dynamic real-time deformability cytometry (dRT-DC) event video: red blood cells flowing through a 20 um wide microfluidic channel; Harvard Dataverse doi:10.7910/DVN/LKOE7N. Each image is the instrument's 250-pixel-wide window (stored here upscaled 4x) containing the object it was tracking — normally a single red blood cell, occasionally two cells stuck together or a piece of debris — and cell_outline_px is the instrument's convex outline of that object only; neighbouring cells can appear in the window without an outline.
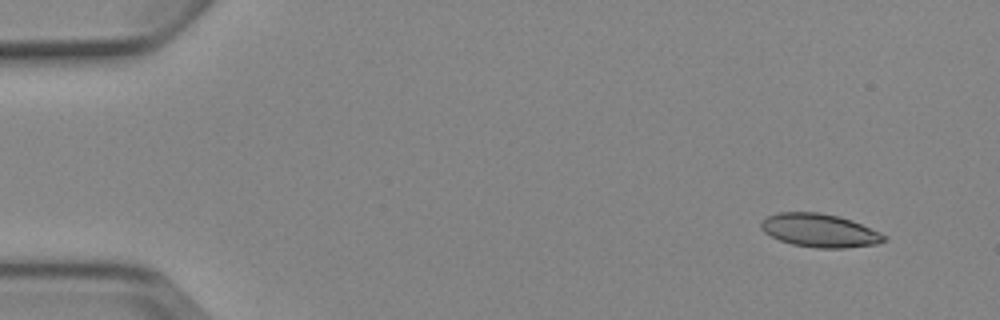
{"species": "Egyptian fruit bat (a non-hibernating species)", "species_latin": "Rousettus aegyptiacus", "temperature_condition": "cold", "stored_images_in_passage": 4, "camera_frame_rate_fps": 3000, "um_per_image_px": 0.085, "animal": {"sex": "female"}, "frame": {"image": 1, "passage_image": 1, "time_ms": 0.0, "image_size_px": [1000, 320], "cell_outline_px": [[888, 240], [876, 244], [844, 248], [816, 248], [792, 244], [780, 240], [764, 232], [760, 228], [760, 224], [768, 216], [780, 212], [820, 212], [840, 216], [852, 220], [880, 232], [888, 236]], "centroid_in_image_um": [69.71, 19.59], "position_along_channel_um": 15.3, "area_um2": 23.99}}
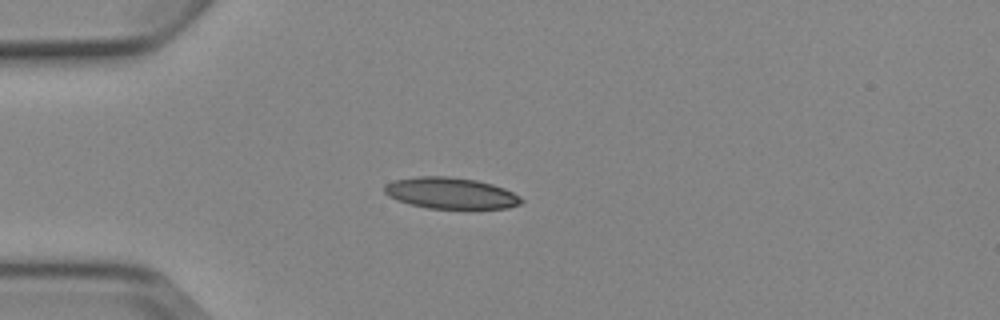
{"frame": {"image": 2, "passage_image": 4, "time_ms": 3.333, "image_size_px": [1000, 320], "cell_outline_px": [[524, 200], [520, 204], [508, 208], [428, 208], [408, 204], [396, 200], [388, 196], [384, 192], [384, 184], [392, 180], [420, 176], [448, 176], [476, 180], [492, 184], [504, 188], [520, 196]], "centroid_in_image_um": [38.27, 16.41], "position_along_channel_um": 46.7, "area_um2": 25.03}}